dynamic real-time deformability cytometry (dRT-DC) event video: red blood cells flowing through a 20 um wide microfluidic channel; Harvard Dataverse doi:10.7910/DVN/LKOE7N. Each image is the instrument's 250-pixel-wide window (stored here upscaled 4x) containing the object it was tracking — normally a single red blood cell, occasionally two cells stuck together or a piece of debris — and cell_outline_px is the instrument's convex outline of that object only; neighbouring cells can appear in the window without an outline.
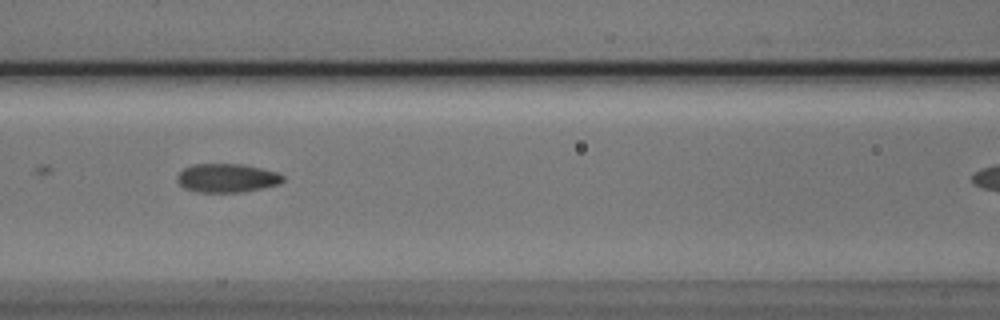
{"species": "Egyptian fruit bat (a non-hibernating species)", "species_latin": "Rousettus aegyptiacus", "temperature_condition": "cold", "stored_images_in_passage": 7, "camera_frame_rate_fps": 3000, "um_per_image_px": 0.085, "animal": {"sex": "male"}, "frame": {"image": 1, "passage_image": 6, "time_ms": 1.667, "image_size_px": [1000, 320], "cell_outline_px": [[284, 180], [280, 184], [240, 192], [196, 192], [184, 188], [176, 180], [176, 176], [184, 168], [192, 164], [244, 164], [276, 172], [284, 176]], "centroid_in_image_um": [19.26, 15.13], "position_along_channel_um": 147.3, "area_um2": 17.69}}